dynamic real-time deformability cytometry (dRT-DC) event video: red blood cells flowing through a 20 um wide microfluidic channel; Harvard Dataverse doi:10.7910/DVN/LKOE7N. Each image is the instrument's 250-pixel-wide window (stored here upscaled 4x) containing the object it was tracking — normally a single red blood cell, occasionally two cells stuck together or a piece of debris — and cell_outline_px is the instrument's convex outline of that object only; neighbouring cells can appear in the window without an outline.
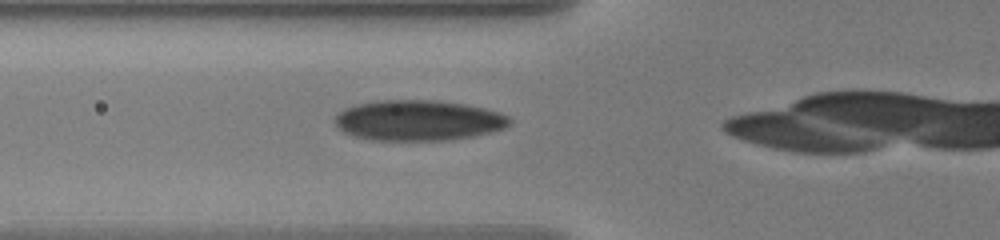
{"species": "human", "species_latin": "Homo sapiens", "temperature_condition": "warm", "stored_images_in_passage": 41, "camera_frame_rate_fps": 3000, "um_per_image_px": 0.085, "donor": {"sex": "male"}, "frame": {"image": 1, "passage_image": 13, "time_ms": 4.0, "image_size_px": [1000, 240], "cell_outline_px": [[512, 124], [504, 128], [476, 136], [444, 140], [372, 140], [356, 136], [344, 132], [332, 120], [344, 108], [356, 104], [380, 100], [432, 100], [464, 104], [484, 108], [500, 112], [508, 116], [512, 120]], "centroid_in_image_um": [35.58, 10.23], "position_along_channel_um": 90.2, "area_um2": 41.27}}
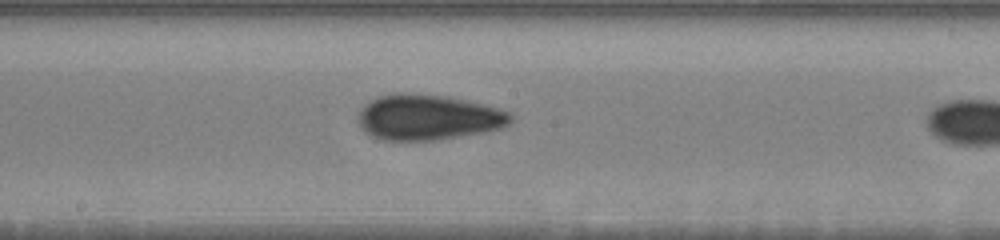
{"frame": {"image": 2, "passage_image": 23, "time_ms": 7.333, "image_size_px": [1000, 240], "cell_outline_px": [[512, 120], [508, 124], [500, 128], [480, 132], [432, 140], [384, 140], [372, 136], [364, 132], [360, 128], [356, 120], [360, 108], [364, 104], [376, 96], [396, 92], [408, 92], [448, 96], [484, 104], [508, 112], [512, 116]], "centroid_in_image_um": [36.28, 9.94], "position_along_channel_um": 211.9, "area_um2": 40.58}}
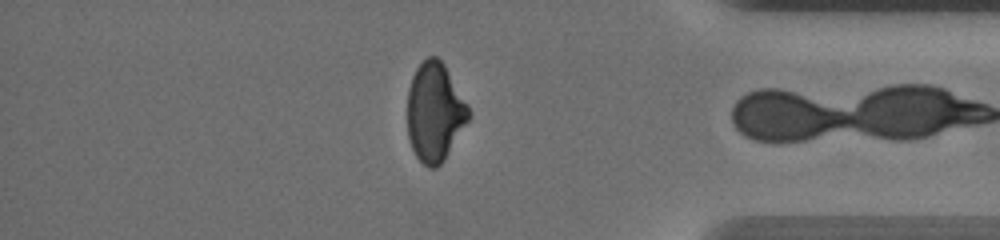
{"frame": {"image": 3, "passage_image": 40, "time_ms": 13.0, "image_size_px": [1000, 240], "cell_outline_px": [[468, 120], [444, 160], [436, 168], [428, 168], [416, 156], [412, 148], [408, 136], [408, 88], [412, 76], [416, 68], [428, 56], [436, 56], [444, 64], [468, 104]], "centroid_in_image_um": [36.94, 9.52], "position_along_channel_um": 398.3, "area_um2": 34.91}, "authors_computed_cell_mechanics": {"area_um2": 40.6334, "velocity_mm_per_s": 3.6336, "shape_relaxation_time_tau1_ms": 8.8298, "shape_relaxation_time_tau2_ms": 1.8055, "deformation_change_tau1": 0.2152, "deformation_change_tau2": 0.056}}